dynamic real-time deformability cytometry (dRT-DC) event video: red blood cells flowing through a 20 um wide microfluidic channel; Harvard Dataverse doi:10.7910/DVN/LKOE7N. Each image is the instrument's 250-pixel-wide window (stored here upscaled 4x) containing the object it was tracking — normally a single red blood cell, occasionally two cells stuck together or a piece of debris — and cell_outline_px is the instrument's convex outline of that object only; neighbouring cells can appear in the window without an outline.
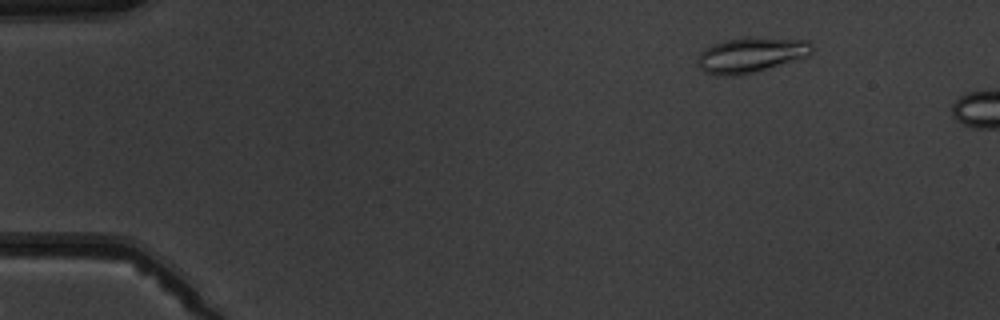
{"species": "common noctule bat (a hibernating species)", "species_latin": "Nyctalus noctula", "temperature_condition": "warm", "stored_images_in_passage": 4, "camera_frame_rate_fps": 3000, "um_per_image_px": 0.085, "animal": {"sex": "male", "body_mass_g": 19.5, "forearm_length_mm": 54.6}, "frame": {"image": 1, "passage_image": 2, "time_ms": 1.333, "image_size_px": [1000, 320], "cell_outline_px": [[816, 48], [808, 56], [756, 72], [732, 76], [716, 76], [704, 72], [700, 68], [696, 60], [700, 52], [704, 48], [712, 44], [724, 40], [744, 36], [764, 36], [808, 40]], "centroid_in_image_um": [63.84, 4.64], "position_along_channel_um": 21.2, "area_um2": 24.28}}